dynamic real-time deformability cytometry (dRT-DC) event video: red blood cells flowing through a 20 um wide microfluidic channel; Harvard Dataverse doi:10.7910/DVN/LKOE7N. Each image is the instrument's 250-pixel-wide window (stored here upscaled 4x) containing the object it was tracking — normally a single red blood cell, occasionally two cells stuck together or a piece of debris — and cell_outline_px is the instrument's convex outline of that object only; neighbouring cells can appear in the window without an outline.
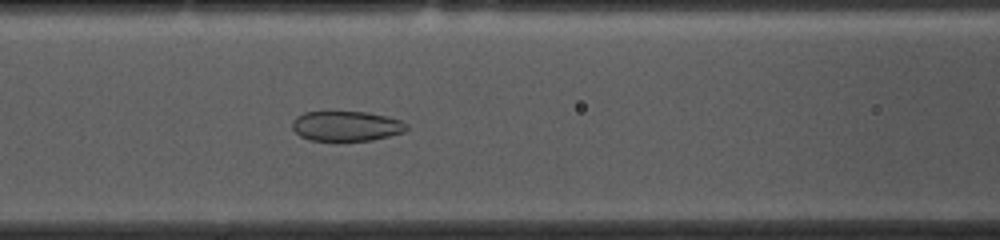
{"species": "common noctule bat (a hibernating species)", "species_latin": "Nyctalus noctula", "temperature_condition": "cold", "stored_images_in_passage": 48, "camera_frame_rate_fps": 3000, "um_per_image_px": 0.085, "animal": {"sex": "female", "body_mass_g": 10.0, "forearm_length_mm": 53.1}, "frame": {"image": 1, "passage_image": 16, "time_ms": 5.0, "image_size_px": [1000, 240], "cell_outline_px": [[408, 128], [404, 132], [372, 140], [308, 140], [300, 136], [292, 128], [292, 124], [296, 116], [304, 112], [368, 112], [400, 120], [408, 124]], "centroid_in_image_um": [29.43, 10.71], "position_along_channel_um": 137.2, "area_um2": 19.83}}
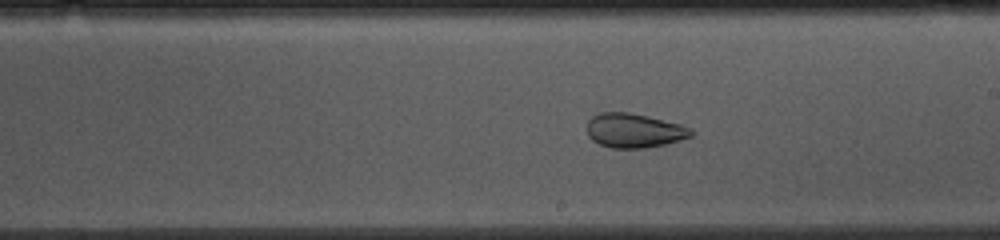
{"frame": {"image": 2, "passage_image": 24, "time_ms": 7.667, "image_size_px": [1000, 240], "cell_outline_px": [[696, 132], [692, 136], [680, 140], [664, 144], [644, 148], [612, 148], [600, 144], [592, 140], [588, 136], [588, 120], [592, 116], [600, 112], [628, 112], [648, 116], [680, 124], [692, 128]], "centroid_in_image_um": [53.92, 11.09], "position_along_channel_um": 235.1, "area_um2": 20.87}}
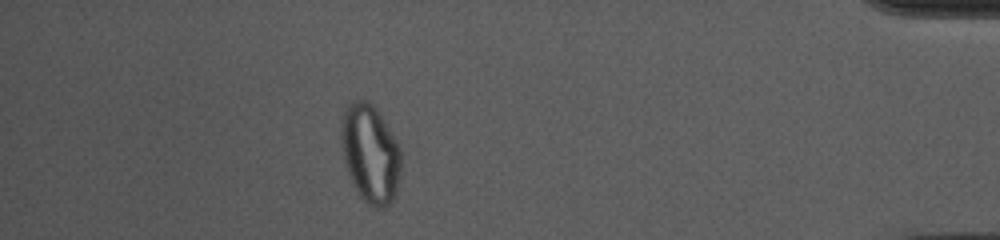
{"frame": {"image": 3, "passage_image": 42, "time_ms": 13.667, "image_size_px": [1000, 240], "cell_outline_px": [[400, 176], [396, 192], [392, 200], [384, 208], [372, 208], [360, 196], [352, 184], [344, 164], [340, 140], [340, 120], [348, 104], [356, 100], [368, 100], [376, 108], [384, 120], [396, 140], [400, 148]], "centroid_in_image_um": [31.44, 13.06], "position_along_channel_um": 403.8, "area_um2": 34.68}}